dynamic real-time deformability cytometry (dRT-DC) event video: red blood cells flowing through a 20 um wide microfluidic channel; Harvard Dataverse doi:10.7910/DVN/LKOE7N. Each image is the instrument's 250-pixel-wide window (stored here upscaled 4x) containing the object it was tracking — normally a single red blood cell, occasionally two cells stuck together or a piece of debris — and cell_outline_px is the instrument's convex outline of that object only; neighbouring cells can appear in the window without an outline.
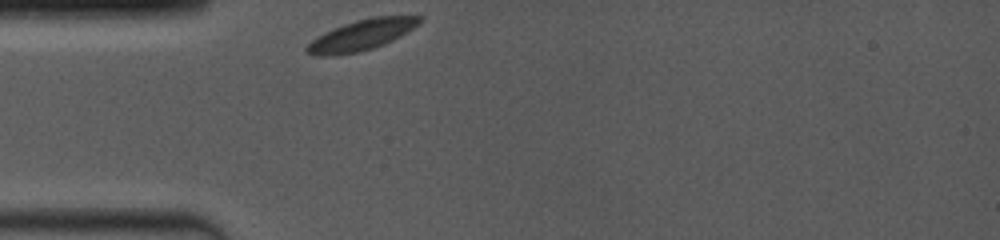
{"species": "common noctule bat (a hibernating species)", "species_latin": "Nyctalus noctula", "temperature_condition": "room temperature", "stored_images_in_passage": 13, "camera_frame_rate_fps": 4000, "um_per_image_px": 0.085, "animal": {"sex": "female", "body_mass_g": 19.0, "forearm_length_mm": 53.3}, "frame": {"image": 1, "passage_image": 1, "time_ms": 0.0, "image_size_px": [1000, 240], "cell_outline_px": [[424, 20], [420, 24], [400, 36], [384, 44], [360, 52], [332, 56], [316, 56], [304, 52], [304, 48], [312, 40], [324, 32], [344, 24], [356, 20], [376, 16], [424, 16]], "centroid_in_image_um": [30.72, 2.98], "position_along_channel_um": 54.3, "area_um2": 20.23}}
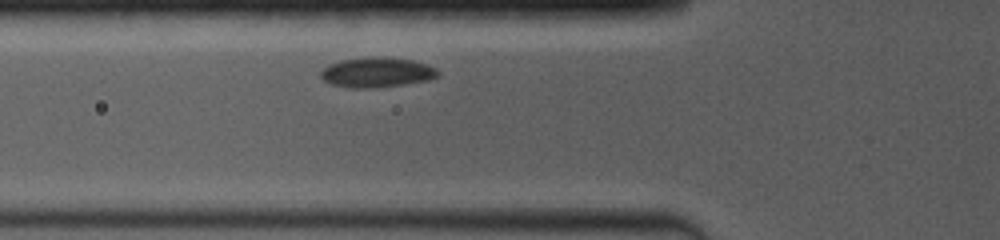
{"frame": {"image": 2, "passage_image": 4, "time_ms": 1.25, "image_size_px": [1000, 240], "cell_outline_px": [[440, 76], [428, 80], [404, 84], [372, 88], [348, 88], [332, 84], [324, 80], [320, 76], [320, 72], [328, 64], [344, 60], [412, 60], [428, 64], [436, 68], [440, 72]], "centroid_in_image_um": [32.06, 6.21], "position_along_channel_um": 93.7, "area_um2": 19.48}}